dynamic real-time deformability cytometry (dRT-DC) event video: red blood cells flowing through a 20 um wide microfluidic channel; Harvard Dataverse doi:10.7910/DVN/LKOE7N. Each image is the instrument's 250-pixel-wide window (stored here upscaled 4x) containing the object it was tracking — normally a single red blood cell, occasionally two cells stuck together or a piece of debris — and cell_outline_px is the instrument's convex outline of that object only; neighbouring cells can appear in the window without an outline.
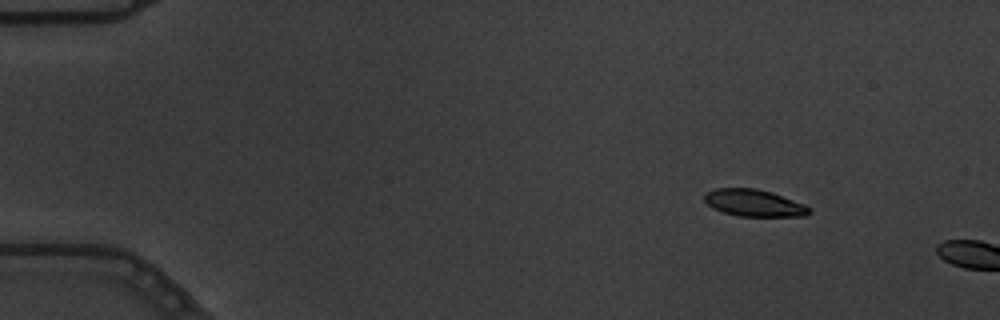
{"species": "common noctule bat (a hibernating species)", "species_latin": "Nyctalus noctula", "temperature_condition": "warm", "stored_images_in_passage": 2, "camera_frame_rate_fps": 3000, "um_per_image_px": 0.085, "animal": {"sex": "male", "body_mass_g": 19.5, "forearm_length_mm": 54.6}, "frame": {"image": 1, "passage_image": 1, "time_ms": 0.0, "image_size_px": [1000, 320], "cell_outline_px": [[812, 212], [804, 216], [736, 216], [724, 212], [708, 204], [704, 200], [704, 196], [708, 192], [716, 188], [756, 188], [772, 192], [804, 204], [812, 208]], "centroid_in_image_um": [64.14, 17.25], "position_along_channel_um": 20.9, "area_um2": 16.36}}